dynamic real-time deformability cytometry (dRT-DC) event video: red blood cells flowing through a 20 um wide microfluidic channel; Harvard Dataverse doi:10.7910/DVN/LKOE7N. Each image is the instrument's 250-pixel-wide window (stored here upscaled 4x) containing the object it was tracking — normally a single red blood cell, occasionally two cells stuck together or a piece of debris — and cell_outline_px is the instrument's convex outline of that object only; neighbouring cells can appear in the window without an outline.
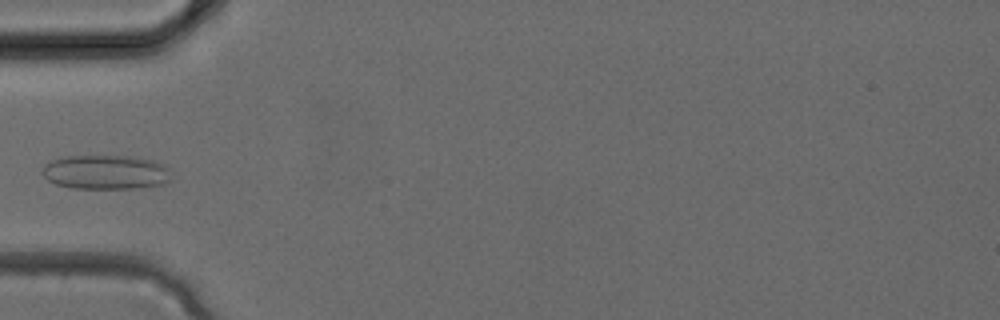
{"species": "common noctule bat (a hibernating species)", "species_latin": "Nyctalus noctula", "temperature_condition": "cold", "stored_images_in_passage": 4, "camera_frame_rate_fps": 3000, "um_per_image_px": 0.085, "animal": {"sex": "female", "body_mass_g": 24.6, "forearm_length_mm": 56.2}, "frame": {"image": 1, "passage_image": 4, "time_ms": 1.0, "image_size_px": [1000, 320], "cell_outline_px": [[168, 180], [164, 184], [136, 188], [72, 188], [56, 184], [48, 180], [40, 172], [44, 164], [52, 160], [68, 156], [132, 156], [152, 160], [164, 164], [168, 168]], "centroid_in_image_um": [8.95, 14.63], "position_along_channel_um": 76.1, "area_um2": 25.72}}